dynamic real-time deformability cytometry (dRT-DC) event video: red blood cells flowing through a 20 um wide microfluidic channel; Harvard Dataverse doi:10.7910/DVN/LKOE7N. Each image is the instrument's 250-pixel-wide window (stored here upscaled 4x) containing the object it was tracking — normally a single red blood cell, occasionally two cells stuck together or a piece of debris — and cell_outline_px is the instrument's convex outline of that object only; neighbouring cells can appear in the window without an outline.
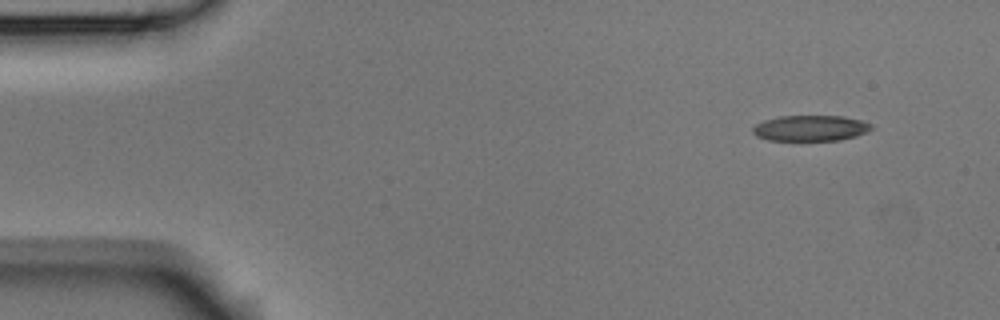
{"species": "Egyptian fruit bat (a non-hibernating species)", "species_latin": "Rousettus aegyptiacus", "temperature_condition": "room temperature", "stored_images_in_passage": 7, "camera_frame_rate_fps": 3000, "um_per_image_px": 0.085, "animal": {"sex": "male"}, "frame": {"image": 1, "passage_image": 1, "time_ms": 0.0, "image_size_px": [1000, 320], "cell_outline_px": [[872, 128], [856, 136], [840, 140], [768, 140], [756, 136], [752, 132], [752, 128], [756, 124], [764, 120], [780, 116], [844, 116], [860, 120], [872, 124]], "centroid_in_image_um": [68.86, 10.89], "position_along_channel_um": 16.1, "area_um2": 17.69}}
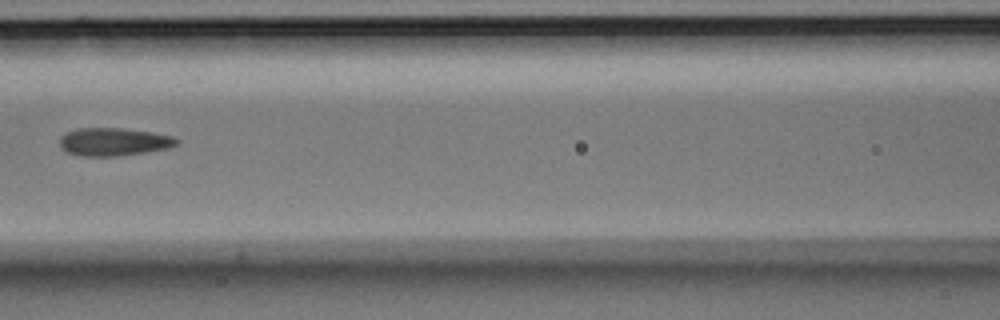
{"frame": {"image": 2, "passage_image": 4, "time_ms": 1.0, "image_size_px": [1000, 320], "cell_outline_px": [[180, 144], [168, 148], [144, 152], [116, 156], [80, 156], [68, 152], [60, 148], [60, 136], [76, 128], [124, 128], [152, 132], [172, 136], [180, 140]], "centroid_in_image_um": [9.68, 12.05], "position_along_channel_um": 156.9, "area_um2": 19.13}}
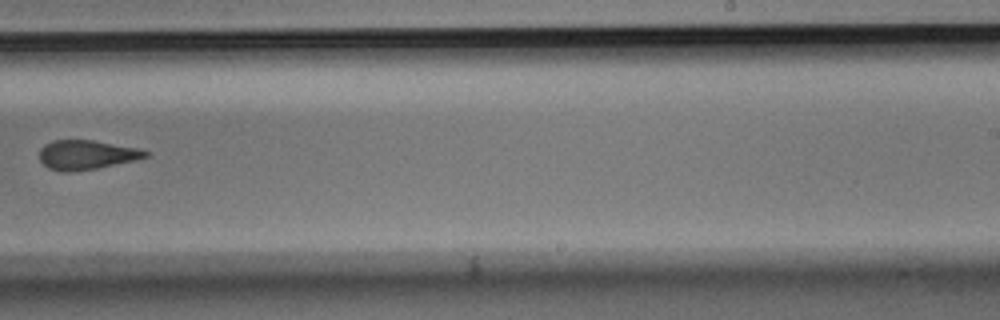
{"frame": {"image": 3, "passage_image": 7, "time_ms": 2.0, "image_size_px": [1000, 320], "cell_outline_px": [[148, 156], [136, 160], [96, 168], [68, 172], [60, 172], [48, 168], [40, 160], [40, 148], [44, 144], [52, 140], [92, 140], [136, 148], [148, 152]], "centroid_in_image_um": [7.3, 13.16], "position_along_channel_um": 281.7, "area_um2": 17.98}}